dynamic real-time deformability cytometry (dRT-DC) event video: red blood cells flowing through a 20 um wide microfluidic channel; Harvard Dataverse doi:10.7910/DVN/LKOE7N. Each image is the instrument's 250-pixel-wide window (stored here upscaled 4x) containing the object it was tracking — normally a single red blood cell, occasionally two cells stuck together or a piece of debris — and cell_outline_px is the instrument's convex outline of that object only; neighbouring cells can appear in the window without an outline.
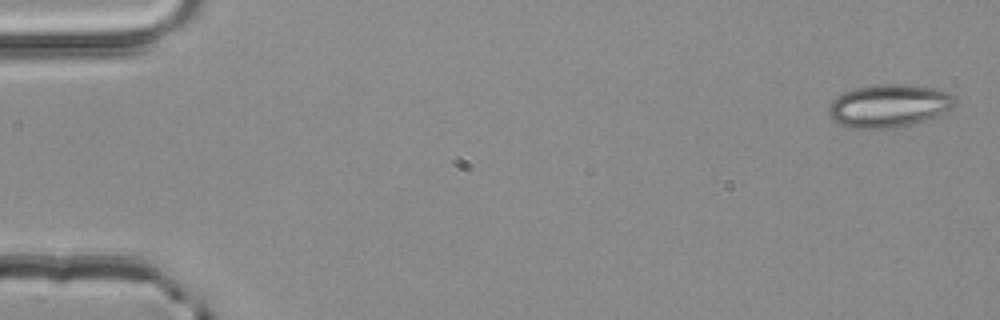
{"species": "common noctule bat (a hibernating species)", "species_latin": "Nyctalus noctula", "temperature_condition": "room temperature", "stored_images_in_passage": 3, "camera_frame_rate_fps": 3000, "um_per_image_px": 0.085, "animal": {"sex": "male", "body_mass_g": 20.4}, "frame": {"image": 1, "passage_image": 1, "time_ms": 0.0, "image_size_px": [1000, 320], "cell_outline_px": [[956, 100], [952, 108], [936, 116], [904, 128], [852, 128], [836, 124], [828, 112], [828, 104], [836, 96], [844, 92], [856, 88], [876, 84], [908, 84], [936, 88], [948, 92], [956, 96]], "centroid_in_image_um": [75.56, 9.0], "position_along_channel_um": 9.4, "area_um2": 32.14}}
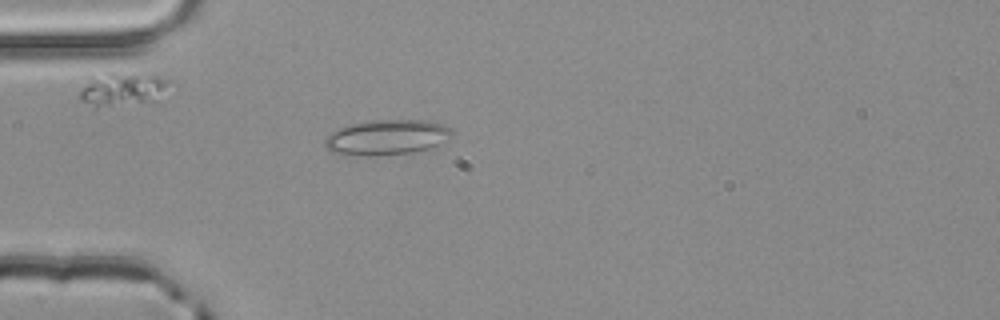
{"frame": {"image": 2, "passage_image": 3, "time_ms": 0.667, "image_size_px": [1000, 320], "cell_outline_px": [[452, 136], [448, 140], [432, 148], [412, 152], [376, 156], [344, 156], [332, 152], [324, 144], [324, 140], [328, 132], [336, 128], [348, 124], [368, 120], [428, 120], [444, 124], [452, 128]], "centroid_in_image_um": [32.85, 11.67], "position_along_channel_um": 52.2, "area_um2": 26.93}}